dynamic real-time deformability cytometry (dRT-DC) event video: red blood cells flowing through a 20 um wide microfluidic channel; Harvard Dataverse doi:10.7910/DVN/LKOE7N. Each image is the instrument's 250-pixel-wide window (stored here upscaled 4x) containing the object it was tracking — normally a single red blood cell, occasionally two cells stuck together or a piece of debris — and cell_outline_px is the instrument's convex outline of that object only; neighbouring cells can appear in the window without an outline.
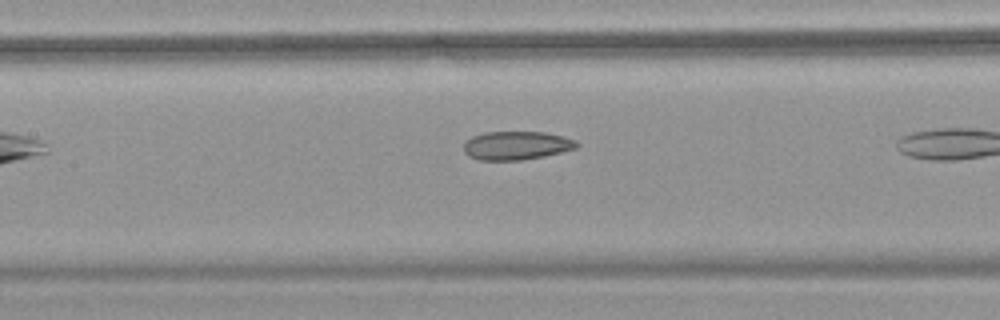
{"species": "common noctule bat (a hibernating species)", "species_latin": "Nyctalus noctula", "temperature_condition": "warm", "stored_images_in_passage": 6, "camera_frame_rate_fps": 3000, "um_per_image_px": 0.085, "animal": {"sex": "female", "body_mass_g": 18.4}, "frame": {"image": 1, "passage_image": 5, "time_ms": 1.333, "image_size_px": [1000, 320], "cell_outline_px": [[580, 144], [576, 148], [544, 156], [520, 160], [480, 160], [468, 156], [464, 152], [464, 144], [472, 136], [484, 132], [544, 132], [564, 136], [576, 140]], "centroid_in_image_um": [43.9, 12.36], "position_along_channel_um": 163.5, "area_um2": 18.79}}